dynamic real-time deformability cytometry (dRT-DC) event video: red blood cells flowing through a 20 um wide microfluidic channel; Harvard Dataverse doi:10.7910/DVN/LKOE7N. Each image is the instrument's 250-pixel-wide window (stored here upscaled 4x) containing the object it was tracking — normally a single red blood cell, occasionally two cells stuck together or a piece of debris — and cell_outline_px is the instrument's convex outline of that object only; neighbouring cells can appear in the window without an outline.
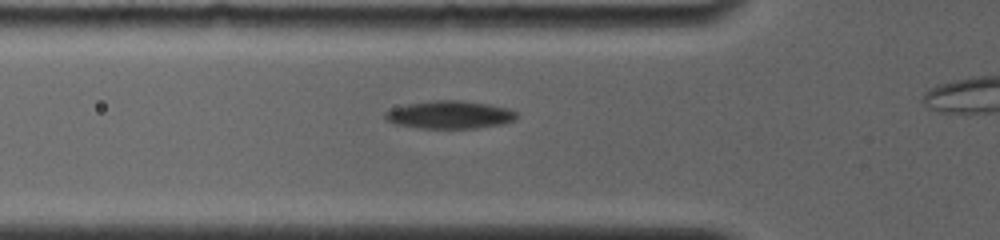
{"species": "common noctule bat (a hibernating species)", "species_latin": "Nyctalus noctula", "temperature_condition": "room temperature", "stored_images_in_passage": 14, "camera_frame_rate_fps": 4000, "um_per_image_px": 0.085, "animal": {"sex": "female", "body_mass_g": 19.0, "forearm_length_mm": 56.7}, "frame": {"image": 1, "passage_image": 8, "time_ms": 3.5, "image_size_px": [1000, 240], "cell_outline_px": [[516, 120], [504, 124], [476, 128], [420, 128], [396, 124], [384, 120], [384, 112], [392, 108], [408, 104], [432, 100], [460, 100], [488, 104], [508, 108], [516, 112]], "centroid_in_image_um": [38.21, 9.75], "position_along_channel_um": 87.6, "area_um2": 21.44}}
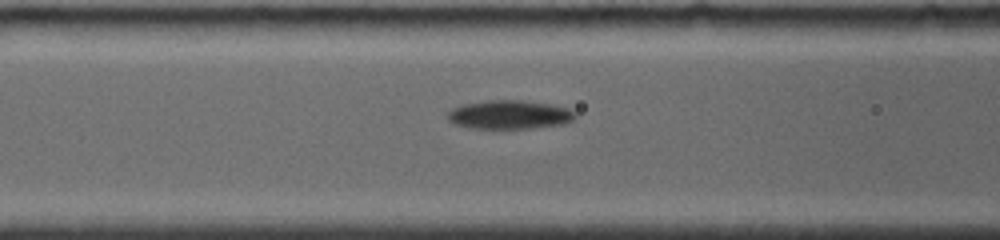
{"frame": {"image": 2, "passage_image": 10, "time_ms": 4.5, "image_size_px": [1000, 240], "cell_outline_px": [[576, 116], [572, 120], [564, 124], [532, 128], [468, 128], [456, 124], [448, 120], [448, 112], [452, 108], [460, 104], [488, 100], [524, 100], [552, 104], [568, 108]], "centroid_in_image_um": [43.28, 9.74], "position_along_channel_um": 123.3, "area_um2": 21.44}}
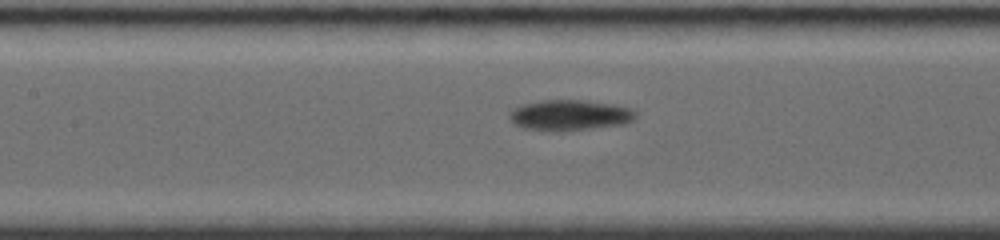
{"frame": {"image": 3, "passage_image": 12, "time_ms": 5.5, "image_size_px": [1000, 240], "cell_outline_px": [[636, 116], [628, 124], [556, 132], [524, 128], [516, 124], [508, 116], [512, 108], [524, 104], [540, 100], [584, 100], [612, 104], [628, 108], [636, 112]], "centroid_in_image_um": [48.42, 9.79], "position_along_channel_um": 159.0, "area_um2": 22.54}}